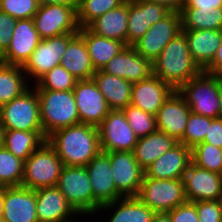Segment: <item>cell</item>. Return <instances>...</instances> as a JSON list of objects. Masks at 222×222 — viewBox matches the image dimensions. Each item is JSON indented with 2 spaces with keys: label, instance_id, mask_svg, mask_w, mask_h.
Listing matches in <instances>:
<instances>
[{
  "label": "cell",
  "instance_id": "cell-26",
  "mask_svg": "<svg viewBox=\"0 0 222 222\" xmlns=\"http://www.w3.org/2000/svg\"><path fill=\"white\" fill-rule=\"evenodd\" d=\"M87 28L94 34L127 45L128 0L93 20Z\"/></svg>",
  "mask_w": 222,
  "mask_h": 222
},
{
  "label": "cell",
  "instance_id": "cell-49",
  "mask_svg": "<svg viewBox=\"0 0 222 222\" xmlns=\"http://www.w3.org/2000/svg\"><path fill=\"white\" fill-rule=\"evenodd\" d=\"M40 6L58 4L64 6H78V0H37Z\"/></svg>",
  "mask_w": 222,
  "mask_h": 222
},
{
  "label": "cell",
  "instance_id": "cell-33",
  "mask_svg": "<svg viewBox=\"0 0 222 222\" xmlns=\"http://www.w3.org/2000/svg\"><path fill=\"white\" fill-rule=\"evenodd\" d=\"M22 66L0 62V107L29 89Z\"/></svg>",
  "mask_w": 222,
  "mask_h": 222
},
{
  "label": "cell",
  "instance_id": "cell-14",
  "mask_svg": "<svg viewBox=\"0 0 222 222\" xmlns=\"http://www.w3.org/2000/svg\"><path fill=\"white\" fill-rule=\"evenodd\" d=\"M73 94L80 123L98 127L108 115L110 108L93 78L77 80Z\"/></svg>",
  "mask_w": 222,
  "mask_h": 222
},
{
  "label": "cell",
  "instance_id": "cell-8",
  "mask_svg": "<svg viewBox=\"0 0 222 222\" xmlns=\"http://www.w3.org/2000/svg\"><path fill=\"white\" fill-rule=\"evenodd\" d=\"M56 187L79 215H93L92 186L85 166H64Z\"/></svg>",
  "mask_w": 222,
  "mask_h": 222
},
{
  "label": "cell",
  "instance_id": "cell-50",
  "mask_svg": "<svg viewBox=\"0 0 222 222\" xmlns=\"http://www.w3.org/2000/svg\"><path fill=\"white\" fill-rule=\"evenodd\" d=\"M151 222H171V219L168 213L159 212L153 215Z\"/></svg>",
  "mask_w": 222,
  "mask_h": 222
},
{
  "label": "cell",
  "instance_id": "cell-16",
  "mask_svg": "<svg viewBox=\"0 0 222 222\" xmlns=\"http://www.w3.org/2000/svg\"><path fill=\"white\" fill-rule=\"evenodd\" d=\"M187 201L220 200L222 195V175L190 163L183 176Z\"/></svg>",
  "mask_w": 222,
  "mask_h": 222
},
{
  "label": "cell",
  "instance_id": "cell-52",
  "mask_svg": "<svg viewBox=\"0 0 222 222\" xmlns=\"http://www.w3.org/2000/svg\"><path fill=\"white\" fill-rule=\"evenodd\" d=\"M219 100H220V111H219V117L222 118V80L219 82Z\"/></svg>",
  "mask_w": 222,
  "mask_h": 222
},
{
  "label": "cell",
  "instance_id": "cell-13",
  "mask_svg": "<svg viewBox=\"0 0 222 222\" xmlns=\"http://www.w3.org/2000/svg\"><path fill=\"white\" fill-rule=\"evenodd\" d=\"M93 194V214L102 205L112 203L123 196L116 190L109 155L100 151L86 166Z\"/></svg>",
  "mask_w": 222,
  "mask_h": 222
},
{
  "label": "cell",
  "instance_id": "cell-10",
  "mask_svg": "<svg viewBox=\"0 0 222 222\" xmlns=\"http://www.w3.org/2000/svg\"><path fill=\"white\" fill-rule=\"evenodd\" d=\"M77 33H65L51 38L42 39L35 51L22 66L28 76L31 75L37 82L43 75L60 65L62 56L69 41Z\"/></svg>",
  "mask_w": 222,
  "mask_h": 222
},
{
  "label": "cell",
  "instance_id": "cell-21",
  "mask_svg": "<svg viewBox=\"0 0 222 222\" xmlns=\"http://www.w3.org/2000/svg\"><path fill=\"white\" fill-rule=\"evenodd\" d=\"M2 218L6 222H38L35 190L5 187Z\"/></svg>",
  "mask_w": 222,
  "mask_h": 222
},
{
  "label": "cell",
  "instance_id": "cell-15",
  "mask_svg": "<svg viewBox=\"0 0 222 222\" xmlns=\"http://www.w3.org/2000/svg\"><path fill=\"white\" fill-rule=\"evenodd\" d=\"M110 158L111 171L116 190L123 197H136L145 174L144 169L137 163L133 152H106Z\"/></svg>",
  "mask_w": 222,
  "mask_h": 222
},
{
  "label": "cell",
  "instance_id": "cell-42",
  "mask_svg": "<svg viewBox=\"0 0 222 222\" xmlns=\"http://www.w3.org/2000/svg\"><path fill=\"white\" fill-rule=\"evenodd\" d=\"M195 208L199 222H222L220 200L196 201Z\"/></svg>",
  "mask_w": 222,
  "mask_h": 222
},
{
  "label": "cell",
  "instance_id": "cell-9",
  "mask_svg": "<svg viewBox=\"0 0 222 222\" xmlns=\"http://www.w3.org/2000/svg\"><path fill=\"white\" fill-rule=\"evenodd\" d=\"M77 6L49 4L39 6L33 18L41 39L65 33H78Z\"/></svg>",
  "mask_w": 222,
  "mask_h": 222
},
{
  "label": "cell",
  "instance_id": "cell-56",
  "mask_svg": "<svg viewBox=\"0 0 222 222\" xmlns=\"http://www.w3.org/2000/svg\"><path fill=\"white\" fill-rule=\"evenodd\" d=\"M220 202H221V206H222V195H221V197H220Z\"/></svg>",
  "mask_w": 222,
  "mask_h": 222
},
{
  "label": "cell",
  "instance_id": "cell-32",
  "mask_svg": "<svg viewBox=\"0 0 222 222\" xmlns=\"http://www.w3.org/2000/svg\"><path fill=\"white\" fill-rule=\"evenodd\" d=\"M46 140L43 131L5 130L3 146L25 161Z\"/></svg>",
  "mask_w": 222,
  "mask_h": 222
},
{
  "label": "cell",
  "instance_id": "cell-55",
  "mask_svg": "<svg viewBox=\"0 0 222 222\" xmlns=\"http://www.w3.org/2000/svg\"><path fill=\"white\" fill-rule=\"evenodd\" d=\"M65 222H76V221H73L72 218H71V220H68V221H65Z\"/></svg>",
  "mask_w": 222,
  "mask_h": 222
},
{
  "label": "cell",
  "instance_id": "cell-38",
  "mask_svg": "<svg viewBox=\"0 0 222 222\" xmlns=\"http://www.w3.org/2000/svg\"><path fill=\"white\" fill-rule=\"evenodd\" d=\"M77 80L63 66L58 65L43 75L34 87L36 90L69 91L73 90Z\"/></svg>",
  "mask_w": 222,
  "mask_h": 222
},
{
  "label": "cell",
  "instance_id": "cell-43",
  "mask_svg": "<svg viewBox=\"0 0 222 222\" xmlns=\"http://www.w3.org/2000/svg\"><path fill=\"white\" fill-rule=\"evenodd\" d=\"M17 19L0 11V56L7 50L11 43L13 29Z\"/></svg>",
  "mask_w": 222,
  "mask_h": 222
},
{
  "label": "cell",
  "instance_id": "cell-37",
  "mask_svg": "<svg viewBox=\"0 0 222 222\" xmlns=\"http://www.w3.org/2000/svg\"><path fill=\"white\" fill-rule=\"evenodd\" d=\"M192 163L210 172L222 175V149L201 142L191 148Z\"/></svg>",
  "mask_w": 222,
  "mask_h": 222
},
{
  "label": "cell",
  "instance_id": "cell-17",
  "mask_svg": "<svg viewBox=\"0 0 222 222\" xmlns=\"http://www.w3.org/2000/svg\"><path fill=\"white\" fill-rule=\"evenodd\" d=\"M33 19H17L12 39L7 50L0 56V62L23 66L41 42Z\"/></svg>",
  "mask_w": 222,
  "mask_h": 222
},
{
  "label": "cell",
  "instance_id": "cell-46",
  "mask_svg": "<svg viewBox=\"0 0 222 222\" xmlns=\"http://www.w3.org/2000/svg\"><path fill=\"white\" fill-rule=\"evenodd\" d=\"M183 8L218 9L222 8V0H185Z\"/></svg>",
  "mask_w": 222,
  "mask_h": 222
},
{
  "label": "cell",
  "instance_id": "cell-24",
  "mask_svg": "<svg viewBox=\"0 0 222 222\" xmlns=\"http://www.w3.org/2000/svg\"><path fill=\"white\" fill-rule=\"evenodd\" d=\"M35 195L38 222H65L77 214L56 186L36 189Z\"/></svg>",
  "mask_w": 222,
  "mask_h": 222
},
{
  "label": "cell",
  "instance_id": "cell-35",
  "mask_svg": "<svg viewBox=\"0 0 222 222\" xmlns=\"http://www.w3.org/2000/svg\"><path fill=\"white\" fill-rule=\"evenodd\" d=\"M24 176V161L0 147V186H21Z\"/></svg>",
  "mask_w": 222,
  "mask_h": 222
},
{
  "label": "cell",
  "instance_id": "cell-7",
  "mask_svg": "<svg viewBox=\"0 0 222 222\" xmlns=\"http://www.w3.org/2000/svg\"><path fill=\"white\" fill-rule=\"evenodd\" d=\"M0 121L5 130L43 131L36 89L31 91L29 88L21 96L1 106Z\"/></svg>",
  "mask_w": 222,
  "mask_h": 222
},
{
  "label": "cell",
  "instance_id": "cell-1",
  "mask_svg": "<svg viewBox=\"0 0 222 222\" xmlns=\"http://www.w3.org/2000/svg\"><path fill=\"white\" fill-rule=\"evenodd\" d=\"M46 141L64 166H86L101 151L98 127L84 123L55 130Z\"/></svg>",
  "mask_w": 222,
  "mask_h": 222
},
{
  "label": "cell",
  "instance_id": "cell-51",
  "mask_svg": "<svg viewBox=\"0 0 222 222\" xmlns=\"http://www.w3.org/2000/svg\"><path fill=\"white\" fill-rule=\"evenodd\" d=\"M4 194H5V187H1L0 188V217H2V212H3Z\"/></svg>",
  "mask_w": 222,
  "mask_h": 222
},
{
  "label": "cell",
  "instance_id": "cell-22",
  "mask_svg": "<svg viewBox=\"0 0 222 222\" xmlns=\"http://www.w3.org/2000/svg\"><path fill=\"white\" fill-rule=\"evenodd\" d=\"M175 89L156 75L132 84L131 105L156 115Z\"/></svg>",
  "mask_w": 222,
  "mask_h": 222
},
{
  "label": "cell",
  "instance_id": "cell-44",
  "mask_svg": "<svg viewBox=\"0 0 222 222\" xmlns=\"http://www.w3.org/2000/svg\"><path fill=\"white\" fill-rule=\"evenodd\" d=\"M167 213L171 222H199L195 202L186 201Z\"/></svg>",
  "mask_w": 222,
  "mask_h": 222
},
{
  "label": "cell",
  "instance_id": "cell-19",
  "mask_svg": "<svg viewBox=\"0 0 222 222\" xmlns=\"http://www.w3.org/2000/svg\"><path fill=\"white\" fill-rule=\"evenodd\" d=\"M190 113L186 100L175 90L155 115L157 130L179 142L183 138Z\"/></svg>",
  "mask_w": 222,
  "mask_h": 222
},
{
  "label": "cell",
  "instance_id": "cell-53",
  "mask_svg": "<svg viewBox=\"0 0 222 222\" xmlns=\"http://www.w3.org/2000/svg\"><path fill=\"white\" fill-rule=\"evenodd\" d=\"M4 133H5V127L3 126V124L0 121V147L3 146Z\"/></svg>",
  "mask_w": 222,
  "mask_h": 222
},
{
  "label": "cell",
  "instance_id": "cell-4",
  "mask_svg": "<svg viewBox=\"0 0 222 222\" xmlns=\"http://www.w3.org/2000/svg\"><path fill=\"white\" fill-rule=\"evenodd\" d=\"M222 76L201 71L177 91L184 97L191 112L218 118L220 111L219 82Z\"/></svg>",
  "mask_w": 222,
  "mask_h": 222
},
{
  "label": "cell",
  "instance_id": "cell-31",
  "mask_svg": "<svg viewBox=\"0 0 222 222\" xmlns=\"http://www.w3.org/2000/svg\"><path fill=\"white\" fill-rule=\"evenodd\" d=\"M119 204V205H118ZM117 206V207H115ZM116 208L109 222H151L155 212L144 205L137 197H123L102 205L99 210Z\"/></svg>",
  "mask_w": 222,
  "mask_h": 222
},
{
  "label": "cell",
  "instance_id": "cell-40",
  "mask_svg": "<svg viewBox=\"0 0 222 222\" xmlns=\"http://www.w3.org/2000/svg\"><path fill=\"white\" fill-rule=\"evenodd\" d=\"M213 119L191 112L183 138L179 143L193 148L196 144L204 142L205 136L208 133V125L211 124Z\"/></svg>",
  "mask_w": 222,
  "mask_h": 222
},
{
  "label": "cell",
  "instance_id": "cell-12",
  "mask_svg": "<svg viewBox=\"0 0 222 222\" xmlns=\"http://www.w3.org/2000/svg\"><path fill=\"white\" fill-rule=\"evenodd\" d=\"M98 130L100 149L104 152H133L138 141L122 110H110Z\"/></svg>",
  "mask_w": 222,
  "mask_h": 222
},
{
  "label": "cell",
  "instance_id": "cell-27",
  "mask_svg": "<svg viewBox=\"0 0 222 222\" xmlns=\"http://www.w3.org/2000/svg\"><path fill=\"white\" fill-rule=\"evenodd\" d=\"M93 80L104 95L110 110H122L131 104L132 83L127 80L96 70Z\"/></svg>",
  "mask_w": 222,
  "mask_h": 222
},
{
  "label": "cell",
  "instance_id": "cell-11",
  "mask_svg": "<svg viewBox=\"0 0 222 222\" xmlns=\"http://www.w3.org/2000/svg\"><path fill=\"white\" fill-rule=\"evenodd\" d=\"M181 31L180 13L170 12L165 18L150 26L143 37L132 47L137 53L153 63L163 48Z\"/></svg>",
  "mask_w": 222,
  "mask_h": 222
},
{
  "label": "cell",
  "instance_id": "cell-6",
  "mask_svg": "<svg viewBox=\"0 0 222 222\" xmlns=\"http://www.w3.org/2000/svg\"><path fill=\"white\" fill-rule=\"evenodd\" d=\"M136 197L155 213H167L187 201L183 178L155 179L145 174Z\"/></svg>",
  "mask_w": 222,
  "mask_h": 222
},
{
  "label": "cell",
  "instance_id": "cell-20",
  "mask_svg": "<svg viewBox=\"0 0 222 222\" xmlns=\"http://www.w3.org/2000/svg\"><path fill=\"white\" fill-rule=\"evenodd\" d=\"M102 70L133 84L153 75V64L137 53L132 46H126Z\"/></svg>",
  "mask_w": 222,
  "mask_h": 222
},
{
  "label": "cell",
  "instance_id": "cell-34",
  "mask_svg": "<svg viewBox=\"0 0 222 222\" xmlns=\"http://www.w3.org/2000/svg\"><path fill=\"white\" fill-rule=\"evenodd\" d=\"M182 30H222V8H182Z\"/></svg>",
  "mask_w": 222,
  "mask_h": 222
},
{
  "label": "cell",
  "instance_id": "cell-54",
  "mask_svg": "<svg viewBox=\"0 0 222 222\" xmlns=\"http://www.w3.org/2000/svg\"><path fill=\"white\" fill-rule=\"evenodd\" d=\"M0 222H6L2 217H0Z\"/></svg>",
  "mask_w": 222,
  "mask_h": 222
},
{
  "label": "cell",
  "instance_id": "cell-47",
  "mask_svg": "<svg viewBox=\"0 0 222 222\" xmlns=\"http://www.w3.org/2000/svg\"><path fill=\"white\" fill-rule=\"evenodd\" d=\"M203 71L210 74L222 76V43L217 49L212 62Z\"/></svg>",
  "mask_w": 222,
  "mask_h": 222
},
{
  "label": "cell",
  "instance_id": "cell-48",
  "mask_svg": "<svg viewBox=\"0 0 222 222\" xmlns=\"http://www.w3.org/2000/svg\"><path fill=\"white\" fill-rule=\"evenodd\" d=\"M145 2H156L165 6L171 12H179L182 10L185 0H136Z\"/></svg>",
  "mask_w": 222,
  "mask_h": 222
},
{
  "label": "cell",
  "instance_id": "cell-39",
  "mask_svg": "<svg viewBox=\"0 0 222 222\" xmlns=\"http://www.w3.org/2000/svg\"><path fill=\"white\" fill-rule=\"evenodd\" d=\"M122 111L138 139L157 131L155 115L131 104L127 105Z\"/></svg>",
  "mask_w": 222,
  "mask_h": 222
},
{
  "label": "cell",
  "instance_id": "cell-28",
  "mask_svg": "<svg viewBox=\"0 0 222 222\" xmlns=\"http://www.w3.org/2000/svg\"><path fill=\"white\" fill-rule=\"evenodd\" d=\"M60 65L78 80L93 78L96 70L92 65L85 41L79 33L69 41Z\"/></svg>",
  "mask_w": 222,
  "mask_h": 222
},
{
  "label": "cell",
  "instance_id": "cell-18",
  "mask_svg": "<svg viewBox=\"0 0 222 222\" xmlns=\"http://www.w3.org/2000/svg\"><path fill=\"white\" fill-rule=\"evenodd\" d=\"M171 11L156 2L128 0L127 46L143 37L150 26L165 18Z\"/></svg>",
  "mask_w": 222,
  "mask_h": 222
},
{
  "label": "cell",
  "instance_id": "cell-25",
  "mask_svg": "<svg viewBox=\"0 0 222 222\" xmlns=\"http://www.w3.org/2000/svg\"><path fill=\"white\" fill-rule=\"evenodd\" d=\"M193 61L203 71L222 43V30H182Z\"/></svg>",
  "mask_w": 222,
  "mask_h": 222
},
{
  "label": "cell",
  "instance_id": "cell-41",
  "mask_svg": "<svg viewBox=\"0 0 222 222\" xmlns=\"http://www.w3.org/2000/svg\"><path fill=\"white\" fill-rule=\"evenodd\" d=\"M39 6L37 0H0V11L16 19H33Z\"/></svg>",
  "mask_w": 222,
  "mask_h": 222
},
{
  "label": "cell",
  "instance_id": "cell-2",
  "mask_svg": "<svg viewBox=\"0 0 222 222\" xmlns=\"http://www.w3.org/2000/svg\"><path fill=\"white\" fill-rule=\"evenodd\" d=\"M152 64L153 74L175 90L202 71L193 61L182 32L163 48Z\"/></svg>",
  "mask_w": 222,
  "mask_h": 222
},
{
  "label": "cell",
  "instance_id": "cell-45",
  "mask_svg": "<svg viewBox=\"0 0 222 222\" xmlns=\"http://www.w3.org/2000/svg\"><path fill=\"white\" fill-rule=\"evenodd\" d=\"M204 142L222 149V118H214L211 121Z\"/></svg>",
  "mask_w": 222,
  "mask_h": 222
},
{
  "label": "cell",
  "instance_id": "cell-36",
  "mask_svg": "<svg viewBox=\"0 0 222 222\" xmlns=\"http://www.w3.org/2000/svg\"><path fill=\"white\" fill-rule=\"evenodd\" d=\"M126 0H78L77 22L79 28L87 27L97 17L117 8Z\"/></svg>",
  "mask_w": 222,
  "mask_h": 222
},
{
  "label": "cell",
  "instance_id": "cell-30",
  "mask_svg": "<svg viewBox=\"0 0 222 222\" xmlns=\"http://www.w3.org/2000/svg\"><path fill=\"white\" fill-rule=\"evenodd\" d=\"M178 143L174 137L157 130L138 139L133 154L137 163L145 170L162 154L171 150Z\"/></svg>",
  "mask_w": 222,
  "mask_h": 222
},
{
  "label": "cell",
  "instance_id": "cell-3",
  "mask_svg": "<svg viewBox=\"0 0 222 222\" xmlns=\"http://www.w3.org/2000/svg\"><path fill=\"white\" fill-rule=\"evenodd\" d=\"M40 104V120L47 138L55 130L80 123L73 90H36Z\"/></svg>",
  "mask_w": 222,
  "mask_h": 222
},
{
  "label": "cell",
  "instance_id": "cell-5",
  "mask_svg": "<svg viewBox=\"0 0 222 222\" xmlns=\"http://www.w3.org/2000/svg\"><path fill=\"white\" fill-rule=\"evenodd\" d=\"M63 167L55 149L45 141L24 161L21 186L32 190L56 186Z\"/></svg>",
  "mask_w": 222,
  "mask_h": 222
},
{
  "label": "cell",
  "instance_id": "cell-23",
  "mask_svg": "<svg viewBox=\"0 0 222 222\" xmlns=\"http://www.w3.org/2000/svg\"><path fill=\"white\" fill-rule=\"evenodd\" d=\"M191 162V148L178 143L171 150L162 154L144 171L145 175L150 178L181 179Z\"/></svg>",
  "mask_w": 222,
  "mask_h": 222
},
{
  "label": "cell",
  "instance_id": "cell-29",
  "mask_svg": "<svg viewBox=\"0 0 222 222\" xmlns=\"http://www.w3.org/2000/svg\"><path fill=\"white\" fill-rule=\"evenodd\" d=\"M84 39L87 51L95 70H101L127 45L124 42L108 39L92 33L87 27L79 28L78 32Z\"/></svg>",
  "mask_w": 222,
  "mask_h": 222
}]
</instances>
